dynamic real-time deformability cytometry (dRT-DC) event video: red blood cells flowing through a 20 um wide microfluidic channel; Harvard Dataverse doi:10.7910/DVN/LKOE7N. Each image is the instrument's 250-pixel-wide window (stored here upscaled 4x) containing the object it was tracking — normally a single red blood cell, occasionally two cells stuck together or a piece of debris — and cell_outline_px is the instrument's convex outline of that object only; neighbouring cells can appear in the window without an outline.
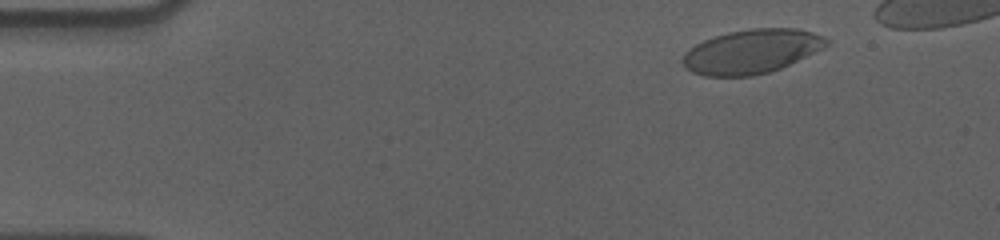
{"species": "human", "species_latin": "Homo sapiens", "temperature_condition": "cold", "stored_images_in_passage": 52, "camera_frame_rate_fps": 3000, "um_per_image_px": 0.085, "donor": {"sex": "male"}, "frame": {"image": 1, "passage_image": 6, "time_ms": 1.667, "image_size_px": [1000, 240], "cell_outline_px": [[832, 44], [824, 48], [780, 68], [768, 72], [752, 76], [704, 76], [692, 72], [684, 68], [680, 60], [684, 52], [688, 48], [704, 40], [728, 32], [752, 28], [796, 28], [812, 32], [828, 40]], "centroid_in_image_um": [63.84, 4.38], "position_along_channel_um": 21.2, "area_um2": 37.05}}
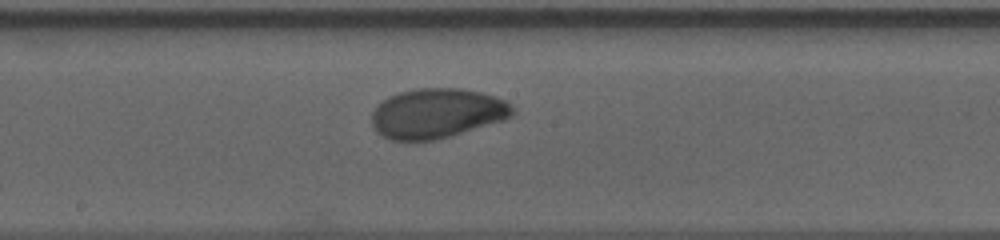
{"frame": {"image": 2, "passage_image": 30, "time_ms": 9.667, "image_size_px": [1000, 240], "cell_outline_px": [[516, 112], [512, 116], [504, 120], [436, 140], [388, 140], [376, 132], [372, 124], [372, 112], [388, 96], [400, 92], [416, 88], [460, 88], [480, 92], [508, 100]], "centroid_in_image_um": [37.16, 9.63], "position_along_channel_um": 211.0, "area_um2": 40.92}}
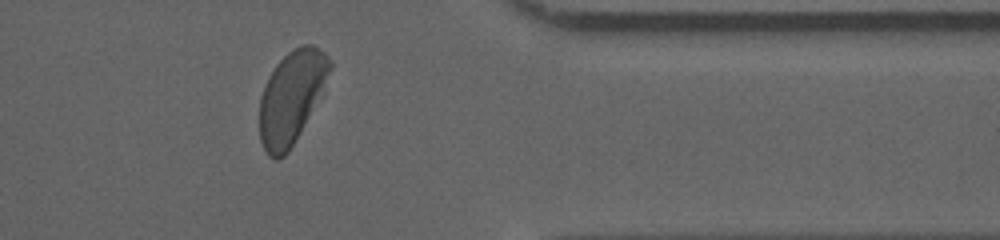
{"frame": {"image": 3, "passage_image": 46, "time_ms": 15.0, "image_size_px": [1000, 240], "cell_outline_px": [[332, 68], [288, 152], [284, 156], [276, 160], [268, 156], [260, 140], [260, 96], [264, 84], [268, 76], [276, 64], [292, 48], [300, 44], [312, 44], [320, 48], [332, 60]], "centroid_in_image_um": [24.73, 8.2], "position_along_channel_um": 386.7, "area_um2": 36.99}}